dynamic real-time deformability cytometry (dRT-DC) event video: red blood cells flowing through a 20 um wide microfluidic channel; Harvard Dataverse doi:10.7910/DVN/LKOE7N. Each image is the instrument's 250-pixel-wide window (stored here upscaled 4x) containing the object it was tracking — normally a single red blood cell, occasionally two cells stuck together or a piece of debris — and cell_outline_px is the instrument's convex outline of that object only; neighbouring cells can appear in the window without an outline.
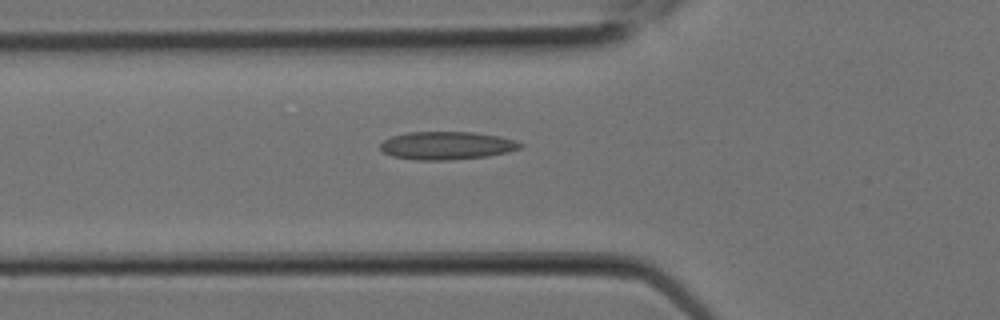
{"species": "Egyptian fruit bat (a non-hibernating species)", "species_latin": "Rousettus aegyptiacus", "temperature_condition": "room temperature", "stored_images_in_passage": 8, "camera_frame_rate_fps": 3000, "um_per_image_px": 0.085, "animal": {"sex": "female"}, "frame": {"image": 1, "passage_image": 5, "time_ms": 1.333, "image_size_px": [1000, 320], "cell_outline_px": [[524, 144], [520, 148], [508, 152], [488, 156], [448, 160], [416, 160], [392, 156], [384, 152], [380, 148], [380, 144], [384, 140], [392, 136], [408, 132], [472, 132], [500, 136], [516, 140]], "centroid_in_image_um": [37.99, 12.37], "position_along_channel_um": 87.8, "area_um2": 22.89}}
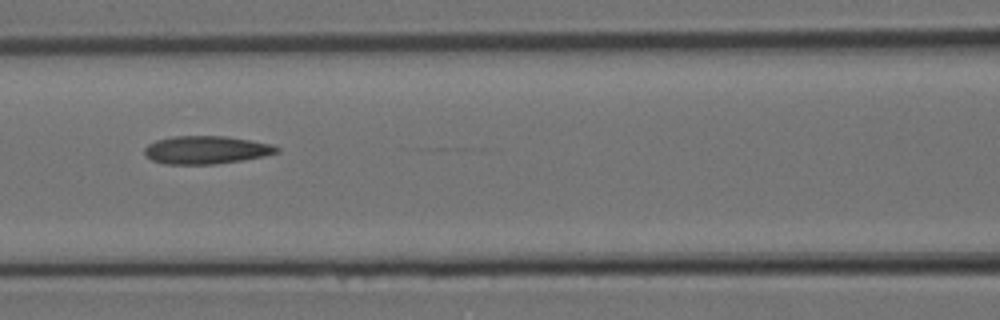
{"frame": {"image": 2, "passage_image": 7, "time_ms": 2.0, "image_size_px": [1000, 320], "cell_outline_px": [[280, 152], [264, 156], [244, 160], [216, 164], [164, 164], [152, 160], [144, 156], [144, 148], [148, 144], [156, 140], [172, 136], [224, 136], [272, 144], [280, 148]], "centroid_in_image_um": [17.51, 12.75], "position_along_channel_um": 149.1, "area_um2": 21.73}}
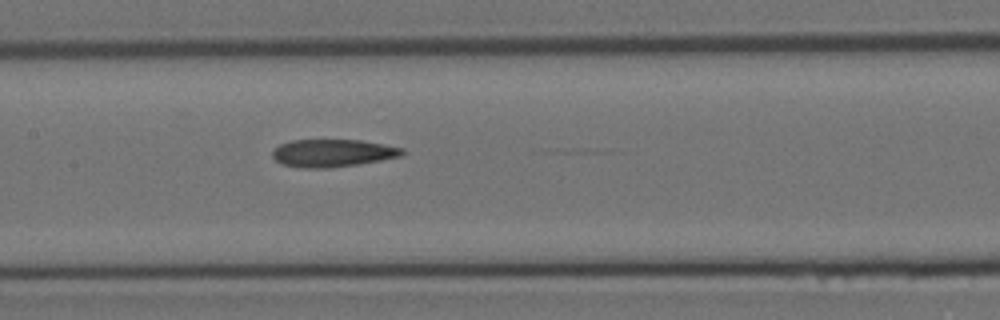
{"frame": {"image": 3, "passage_image": 8, "time_ms": 2.333, "image_size_px": [1000, 320], "cell_outline_px": [[404, 152], [400, 156], [380, 160], [356, 164], [328, 168], [300, 168], [280, 164], [272, 156], [272, 152], [280, 144], [292, 140], [360, 140], [384, 144], [404, 148]], "centroid_in_image_um": [28.25, 13.01], "position_along_channel_um": 179.2, "area_um2": 20.81}}